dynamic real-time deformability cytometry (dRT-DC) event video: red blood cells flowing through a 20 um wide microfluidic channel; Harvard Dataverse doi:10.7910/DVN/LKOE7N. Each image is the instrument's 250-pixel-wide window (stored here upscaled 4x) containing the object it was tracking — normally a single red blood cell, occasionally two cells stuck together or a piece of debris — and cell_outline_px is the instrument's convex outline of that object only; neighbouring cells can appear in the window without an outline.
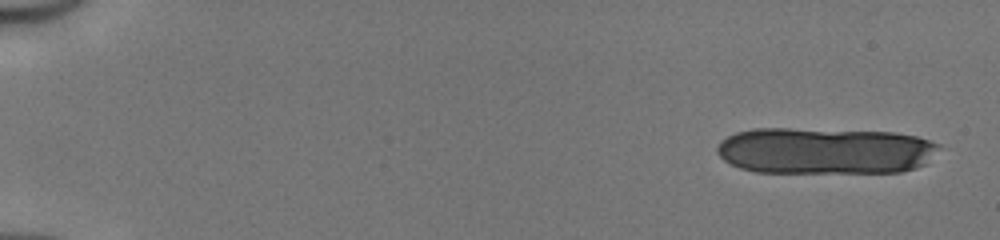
{"species": "human", "species_latin": "Homo sapiens", "temperature_condition": "cold", "stored_images_in_passage": 14, "camera_frame_rate_fps": 3000, "um_per_image_px": 0.085, "donor": {"sex": "male"}, "frame": {"image": 1, "passage_image": 1, "time_ms": 0.0, "image_size_px": [1000, 240], "cell_outline_px": [[940, 144], [924, 164], [916, 168], [900, 172], [756, 172], [740, 168], [724, 160], [716, 152], [716, 148], [720, 140], [736, 132], [756, 128], [788, 128], [892, 132], [916, 136]], "centroid_in_image_um": [70.06, 12.81], "position_along_channel_um": 14.9, "area_um2": 60.17}}